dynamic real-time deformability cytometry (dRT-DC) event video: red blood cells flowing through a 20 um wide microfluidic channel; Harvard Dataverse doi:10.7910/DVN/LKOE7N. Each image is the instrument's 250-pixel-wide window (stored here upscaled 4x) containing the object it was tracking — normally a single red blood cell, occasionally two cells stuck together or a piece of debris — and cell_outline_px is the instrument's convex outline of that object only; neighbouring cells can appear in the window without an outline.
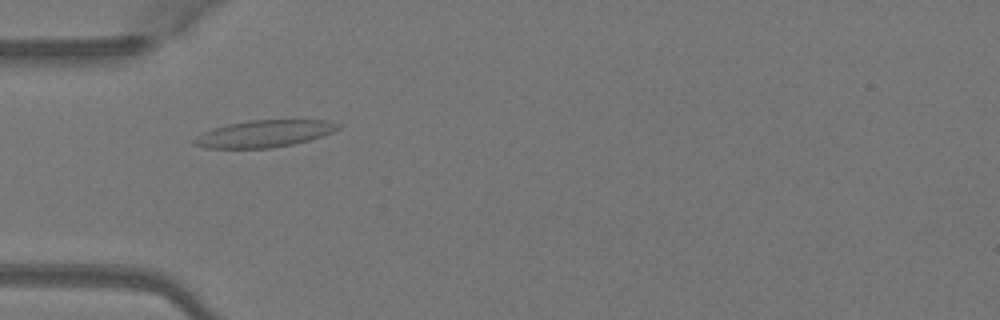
{"species": "Egyptian fruit bat (a non-hibernating species)", "species_latin": "Rousettus aegyptiacus", "temperature_condition": "warm", "stored_images_in_passage": 50, "camera_frame_rate_fps": 3000, "um_per_image_px": 0.085, "animal": {"sex": "female"}, "frame": {"image": 1, "passage_image": 16, "time_ms": 5.0, "image_size_px": [1000, 320], "cell_outline_px": [[340, 128], [332, 132], [308, 140], [292, 144], [272, 148], [204, 148], [192, 144], [192, 140], [196, 136], [212, 128], [228, 124], [248, 120], [324, 120], [340, 124]], "centroid_in_image_um": [22.4, 11.36], "position_along_channel_um": 62.6, "area_um2": 22.54}}
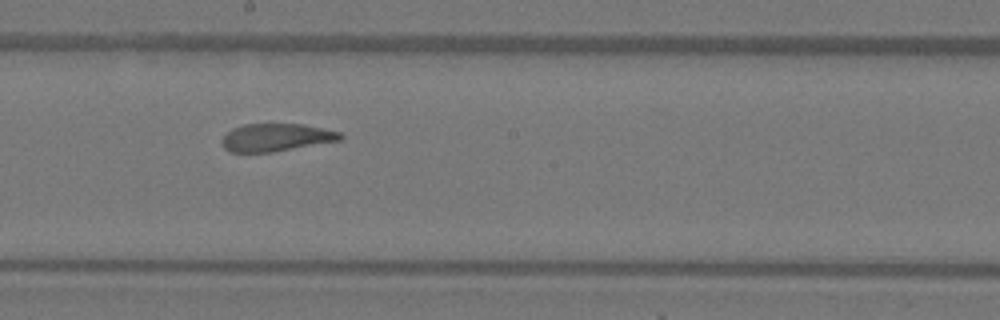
{"frame": {"image": 2, "passage_image": 28, "time_ms": 9.0, "image_size_px": [1000, 320], "cell_outline_px": [[344, 136], [340, 140], [272, 152], [228, 152], [224, 148], [220, 140], [232, 128], [244, 124], [304, 124], [340, 132]], "centroid_in_image_um": [23.44, 11.68], "position_along_channel_um": 224.8, "area_um2": 19.07}}
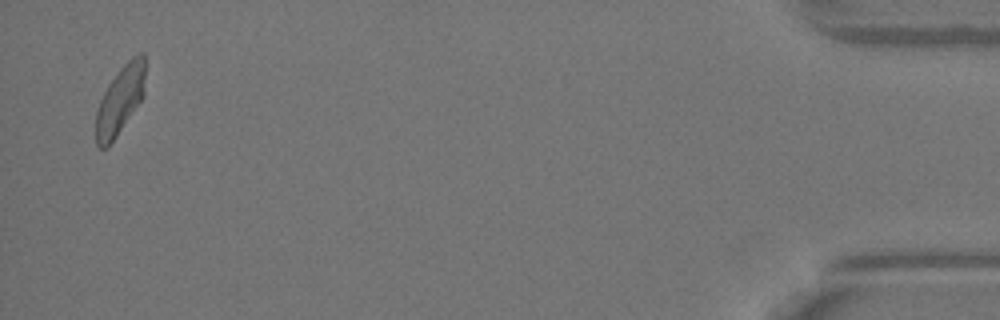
{"frame": {"image": 3, "passage_image": 49, "time_ms": 16.0, "image_size_px": [1000, 320], "cell_outline_px": [[144, 96], [108, 148], [100, 148], [96, 144], [96, 112], [100, 100], [108, 84], [120, 68], [132, 56], [140, 52], [144, 52]], "centroid_in_image_um": [10.2, 8.51], "position_along_channel_um": 425.0, "area_um2": 19.54}, "authors_computed_cell_mechanics": {"area_um2": 20.6635, "velocity_mm_per_s": 4.0773, "shape_relaxation_time_tau1_ms": 4.5074, "shape_relaxation_time_tau2_ms": 1.6434, "deformation_change_tau1": 0.1744, "deformation_change_tau2": 0.0915}}